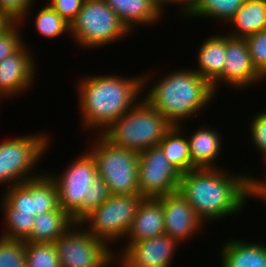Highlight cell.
<instances>
[{"label":"cell","mask_w":266,"mask_h":267,"mask_svg":"<svg viewBox=\"0 0 266 267\" xmlns=\"http://www.w3.org/2000/svg\"><path fill=\"white\" fill-rule=\"evenodd\" d=\"M178 192L205 224L242 213L252 199L247 173L235 175L221 167L196 168L181 174Z\"/></svg>","instance_id":"obj_1"},{"label":"cell","mask_w":266,"mask_h":267,"mask_svg":"<svg viewBox=\"0 0 266 267\" xmlns=\"http://www.w3.org/2000/svg\"><path fill=\"white\" fill-rule=\"evenodd\" d=\"M76 85L81 125L85 130L99 129L98 134L103 133L143 97V74L133 78L114 74L87 75V78H80Z\"/></svg>","instance_id":"obj_2"},{"label":"cell","mask_w":266,"mask_h":267,"mask_svg":"<svg viewBox=\"0 0 266 267\" xmlns=\"http://www.w3.org/2000/svg\"><path fill=\"white\" fill-rule=\"evenodd\" d=\"M167 73L160 80H155L156 84H152V87L149 86L153 79L150 74L154 73L144 74L142 98L172 126L183 125L190 117L192 119L197 116L217 95L213 86L192 68L176 69ZM146 89L148 90L144 95Z\"/></svg>","instance_id":"obj_3"},{"label":"cell","mask_w":266,"mask_h":267,"mask_svg":"<svg viewBox=\"0 0 266 267\" xmlns=\"http://www.w3.org/2000/svg\"><path fill=\"white\" fill-rule=\"evenodd\" d=\"M49 175L58 188L59 207L75 222H80L111 195L108 185L98 176L95 159L89 151L76 156L61 174Z\"/></svg>","instance_id":"obj_4"},{"label":"cell","mask_w":266,"mask_h":267,"mask_svg":"<svg viewBox=\"0 0 266 267\" xmlns=\"http://www.w3.org/2000/svg\"><path fill=\"white\" fill-rule=\"evenodd\" d=\"M171 127L168 120L142 98L101 135L112 145L141 153L158 146Z\"/></svg>","instance_id":"obj_5"},{"label":"cell","mask_w":266,"mask_h":267,"mask_svg":"<svg viewBox=\"0 0 266 267\" xmlns=\"http://www.w3.org/2000/svg\"><path fill=\"white\" fill-rule=\"evenodd\" d=\"M88 147L96 162L98 176L112 195H140L138 184L139 153L112 145L101 134ZM91 147V148H90Z\"/></svg>","instance_id":"obj_6"},{"label":"cell","mask_w":266,"mask_h":267,"mask_svg":"<svg viewBox=\"0 0 266 267\" xmlns=\"http://www.w3.org/2000/svg\"><path fill=\"white\" fill-rule=\"evenodd\" d=\"M130 34L104 0H85L70 24V37L84 49L100 48Z\"/></svg>","instance_id":"obj_7"},{"label":"cell","mask_w":266,"mask_h":267,"mask_svg":"<svg viewBox=\"0 0 266 267\" xmlns=\"http://www.w3.org/2000/svg\"><path fill=\"white\" fill-rule=\"evenodd\" d=\"M34 134L0 141V185L7 184L10 188L42 174L36 171V166L51 142L49 134Z\"/></svg>","instance_id":"obj_8"},{"label":"cell","mask_w":266,"mask_h":267,"mask_svg":"<svg viewBox=\"0 0 266 267\" xmlns=\"http://www.w3.org/2000/svg\"><path fill=\"white\" fill-rule=\"evenodd\" d=\"M142 199L141 195L111 194L79 223L91 235L112 246L117 240L125 239Z\"/></svg>","instance_id":"obj_9"},{"label":"cell","mask_w":266,"mask_h":267,"mask_svg":"<svg viewBox=\"0 0 266 267\" xmlns=\"http://www.w3.org/2000/svg\"><path fill=\"white\" fill-rule=\"evenodd\" d=\"M54 245L60 267H108L116 264V251L91 235L79 222H75Z\"/></svg>","instance_id":"obj_10"},{"label":"cell","mask_w":266,"mask_h":267,"mask_svg":"<svg viewBox=\"0 0 266 267\" xmlns=\"http://www.w3.org/2000/svg\"><path fill=\"white\" fill-rule=\"evenodd\" d=\"M138 167L139 193L143 198H159L178 191L181 173L159 146L139 153Z\"/></svg>","instance_id":"obj_11"},{"label":"cell","mask_w":266,"mask_h":267,"mask_svg":"<svg viewBox=\"0 0 266 267\" xmlns=\"http://www.w3.org/2000/svg\"><path fill=\"white\" fill-rule=\"evenodd\" d=\"M179 243L167 234L126 243L115 253L119 267H170Z\"/></svg>","instance_id":"obj_12"},{"label":"cell","mask_w":266,"mask_h":267,"mask_svg":"<svg viewBox=\"0 0 266 267\" xmlns=\"http://www.w3.org/2000/svg\"><path fill=\"white\" fill-rule=\"evenodd\" d=\"M27 47L24 43L15 53L0 62L1 98L17 97L33 86L38 65Z\"/></svg>","instance_id":"obj_13"},{"label":"cell","mask_w":266,"mask_h":267,"mask_svg":"<svg viewBox=\"0 0 266 267\" xmlns=\"http://www.w3.org/2000/svg\"><path fill=\"white\" fill-rule=\"evenodd\" d=\"M164 215L165 234L175 239L179 244L191 240L200 233L205 223L197 216L194 208L178 192L159 197Z\"/></svg>","instance_id":"obj_14"},{"label":"cell","mask_w":266,"mask_h":267,"mask_svg":"<svg viewBox=\"0 0 266 267\" xmlns=\"http://www.w3.org/2000/svg\"><path fill=\"white\" fill-rule=\"evenodd\" d=\"M225 61L223 84L225 83L226 87L240 90L266 80L253 66L245 39L233 38L226 34Z\"/></svg>","instance_id":"obj_15"},{"label":"cell","mask_w":266,"mask_h":267,"mask_svg":"<svg viewBox=\"0 0 266 267\" xmlns=\"http://www.w3.org/2000/svg\"><path fill=\"white\" fill-rule=\"evenodd\" d=\"M198 47L197 66L193 69L209 82L215 92L223 83V69L226 57V34H214L207 37ZM219 84V85H218Z\"/></svg>","instance_id":"obj_16"},{"label":"cell","mask_w":266,"mask_h":267,"mask_svg":"<svg viewBox=\"0 0 266 267\" xmlns=\"http://www.w3.org/2000/svg\"><path fill=\"white\" fill-rule=\"evenodd\" d=\"M165 234L162 203L159 198H143L137 209L131 228L125 236L126 243Z\"/></svg>","instance_id":"obj_17"},{"label":"cell","mask_w":266,"mask_h":267,"mask_svg":"<svg viewBox=\"0 0 266 267\" xmlns=\"http://www.w3.org/2000/svg\"><path fill=\"white\" fill-rule=\"evenodd\" d=\"M117 14L122 24L131 34L136 25L156 24L164 12L155 0H104ZM133 32V33H132Z\"/></svg>","instance_id":"obj_18"},{"label":"cell","mask_w":266,"mask_h":267,"mask_svg":"<svg viewBox=\"0 0 266 267\" xmlns=\"http://www.w3.org/2000/svg\"><path fill=\"white\" fill-rule=\"evenodd\" d=\"M220 251L221 267H266V244L228 238Z\"/></svg>","instance_id":"obj_19"},{"label":"cell","mask_w":266,"mask_h":267,"mask_svg":"<svg viewBox=\"0 0 266 267\" xmlns=\"http://www.w3.org/2000/svg\"><path fill=\"white\" fill-rule=\"evenodd\" d=\"M188 138L192 163L197 168H219L215 163L221 154L222 137L218 130L209 125L197 127Z\"/></svg>","instance_id":"obj_20"},{"label":"cell","mask_w":266,"mask_h":267,"mask_svg":"<svg viewBox=\"0 0 266 267\" xmlns=\"http://www.w3.org/2000/svg\"><path fill=\"white\" fill-rule=\"evenodd\" d=\"M227 24L228 28L233 26L231 31L227 32L233 38L245 39L265 30L266 4L262 0H245Z\"/></svg>","instance_id":"obj_21"},{"label":"cell","mask_w":266,"mask_h":267,"mask_svg":"<svg viewBox=\"0 0 266 267\" xmlns=\"http://www.w3.org/2000/svg\"><path fill=\"white\" fill-rule=\"evenodd\" d=\"M75 223L73 218L60 207L35 216L30 236L24 242L55 243Z\"/></svg>","instance_id":"obj_22"},{"label":"cell","mask_w":266,"mask_h":267,"mask_svg":"<svg viewBox=\"0 0 266 267\" xmlns=\"http://www.w3.org/2000/svg\"><path fill=\"white\" fill-rule=\"evenodd\" d=\"M183 126L185 127V125L172 126L158 143L167 160L181 174L197 168L192 163L189 141L183 132V129L185 130Z\"/></svg>","instance_id":"obj_23"},{"label":"cell","mask_w":266,"mask_h":267,"mask_svg":"<svg viewBox=\"0 0 266 267\" xmlns=\"http://www.w3.org/2000/svg\"><path fill=\"white\" fill-rule=\"evenodd\" d=\"M244 2L245 0H194L191 10L184 19L204 17L227 24Z\"/></svg>","instance_id":"obj_24"},{"label":"cell","mask_w":266,"mask_h":267,"mask_svg":"<svg viewBox=\"0 0 266 267\" xmlns=\"http://www.w3.org/2000/svg\"><path fill=\"white\" fill-rule=\"evenodd\" d=\"M0 209L4 213L3 220L5 229L0 236L8 239L25 241L31 234L35 216L30 214H15V209L1 197Z\"/></svg>","instance_id":"obj_25"},{"label":"cell","mask_w":266,"mask_h":267,"mask_svg":"<svg viewBox=\"0 0 266 267\" xmlns=\"http://www.w3.org/2000/svg\"><path fill=\"white\" fill-rule=\"evenodd\" d=\"M35 216L59 208L58 188L49 173L33 178Z\"/></svg>","instance_id":"obj_26"},{"label":"cell","mask_w":266,"mask_h":267,"mask_svg":"<svg viewBox=\"0 0 266 267\" xmlns=\"http://www.w3.org/2000/svg\"><path fill=\"white\" fill-rule=\"evenodd\" d=\"M39 36L50 38H59L63 34H70V23L61 17L48 3L39 9L35 16L33 24Z\"/></svg>","instance_id":"obj_27"},{"label":"cell","mask_w":266,"mask_h":267,"mask_svg":"<svg viewBox=\"0 0 266 267\" xmlns=\"http://www.w3.org/2000/svg\"><path fill=\"white\" fill-rule=\"evenodd\" d=\"M3 193V198L15 209V214L35 216L33 178L7 188Z\"/></svg>","instance_id":"obj_28"},{"label":"cell","mask_w":266,"mask_h":267,"mask_svg":"<svg viewBox=\"0 0 266 267\" xmlns=\"http://www.w3.org/2000/svg\"><path fill=\"white\" fill-rule=\"evenodd\" d=\"M26 267H60L54 243L25 242Z\"/></svg>","instance_id":"obj_29"},{"label":"cell","mask_w":266,"mask_h":267,"mask_svg":"<svg viewBox=\"0 0 266 267\" xmlns=\"http://www.w3.org/2000/svg\"><path fill=\"white\" fill-rule=\"evenodd\" d=\"M0 267H26L24 241L0 236Z\"/></svg>","instance_id":"obj_30"},{"label":"cell","mask_w":266,"mask_h":267,"mask_svg":"<svg viewBox=\"0 0 266 267\" xmlns=\"http://www.w3.org/2000/svg\"><path fill=\"white\" fill-rule=\"evenodd\" d=\"M252 64L266 79V29L245 38Z\"/></svg>","instance_id":"obj_31"},{"label":"cell","mask_w":266,"mask_h":267,"mask_svg":"<svg viewBox=\"0 0 266 267\" xmlns=\"http://www.w3.org/2000/svg\"><path fill=\"white\" fill-rule=\"evenodd\" d=\"M22 25L13 23L8 29L0 33V62L15 53L24 43L21 33Z\"/></svg>","instance_id":"obj_32"},{"label":"cell","mask_w":266,"mask_h":267,"mask_svg":"<svg viewBox=\"0 0 266 267\" xmlns=\"http://www.w3.org/2000/svg\"><path fill=\"white\" fill-rule=\"evenodd\" d=\"M35 0H0V11L13 23H24L29 18L30 8Z\"/></svg>","instance_id":"obj_33"},{"label":"cell","mask_w":266,"mask_h":267,"mask_svg":"<svg viewBox=\"0 0 266 267\" xmlns=\"http://www.w3.org/2000/svg\"><path fill=\"white\" fill-rule=\"evenodd\" d=\"M249 136L259 154L266 151V110L257 111L250 121Z\"/></svg>","instance_id":"obj_34"},{"label":"cell","mask_w":266,"mask_h":267,"mask_svg":"<svg viewBox=\"0 0 266 267\" xmlns=\"http://www.w3.org/2000/svg\"><path fill=\"white\" fill-rule=\"evenodd\" d=\"M85 0H49L48 4L67 22L76 18Z\"/></svg>","instance_id":"obj_35"},{"label":"cell","mask_w":266,"mask_h":267,"mask_svg":"<svg viewBox=\"0 0 266 267\" xmlns=\"http://www.w3.org/2000/svg\"><path fill=\"white\" fill-rule=\"evenodd\" d=\"M247 172V181L250 189V196L256 200L260 199L266 205V180H260L259 178H255Z\"/></svg>","instance_id":"obj_36"},{"label":"cell","mask_w":266,"mask_h":267,"mask_svg":"<svg viewBox=\"0 0 266 267\" xmlns=\"http://www.w3.org/2000/svg\"><path fill=\"white\" fill-rule=\"evenodd\" d=\"M156 4L161 8L162 11H165V6H169L170 4H175L177 3L178 6H183V8L181 7L178 11L182 14V17H185L187 15V13L191 10L192 5L194 0H155ZM167 4V5H166ZM169 4V5H168Z\"/></svg>","instance_id":"obj_37"},{"label":"cell","mask_w":266,"mask_h":267,"mask_svg":"<svg viewBox=\"0 0 266 267\" xmlns=\"http://www.w3.org/2000/svg\"><path fill=\"white\" fill-rule=\"evenodd\" d=\"M13 22L0 11V33L8 29Z\"/></svg>","instance_id":"obj_38"},{"label":"cell","mask_w":266,"mask_h":267,"mask_svg":"<svg viewBox=\"0 0 266 267\" xmlns=\"http://www.w3.org/2000/svg\"><path fill=\"white\" fill-rule=\"evenodd\" d=\"M261 155H263V157H262L264 159L263 161L266 163V151L263 152ZM263 178H264L263 180H265L266 179V175Z\"/></svg>","instance_id":"obj_39"}]
</instances>
